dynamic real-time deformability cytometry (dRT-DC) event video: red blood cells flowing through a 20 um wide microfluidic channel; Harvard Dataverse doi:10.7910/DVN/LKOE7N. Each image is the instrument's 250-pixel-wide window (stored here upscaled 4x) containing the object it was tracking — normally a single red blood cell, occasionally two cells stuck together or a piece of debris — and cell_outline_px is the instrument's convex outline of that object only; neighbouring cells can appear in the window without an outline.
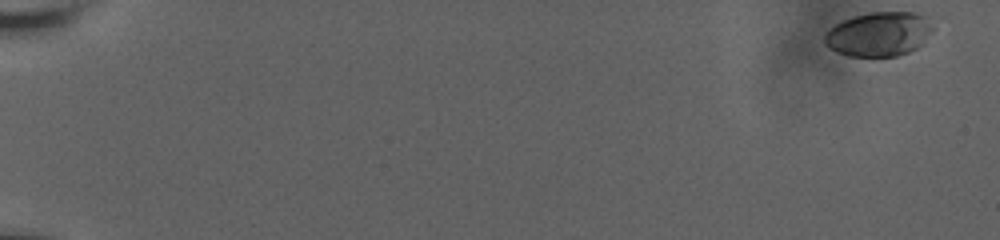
{"species": "human", "species_latin": "Homo sapiens", "temperature_condition": "room temperature", "stored_images_in_passage": 77, "camera_frame_rate_fps": 3000, "um_per_image_px": 0.085, "donor": {"sex": "male"}, "frame": {"image": 1, "passage_image": 1, "time_ms": 0.0, "image_size_px": [1000, 240], "cell_outline_px": [[936, 28], [916, 48], [908, 52], [896, 56], [848, 56], [836, 52], [828, 48], [824, 44], [824, 36], [836, 24], [844, 20], [856, 16], [872, 12], [916, 12], [928, 16]], "centroid_in_image_um": [74.75, 2.89], "position_along_channel_um": 10.2, "area_um2": 28.03}}
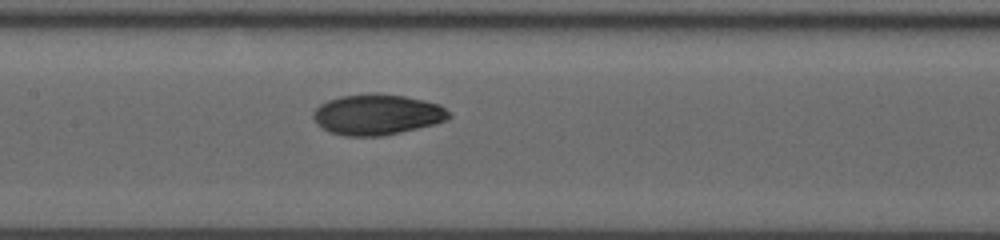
{"frame": {"image": 2, "passage_image": 43, "time_ms": 10.333, "image_size_px": [1000, 240], "cell_outline_px": [[452, 116], [448, 120], [384, 136], [344, 136], [328, 132], [316, 124], [312, 116], [312, 112], [320, 104], [328, 100], [340, 96], [376, 92], [404, 96], [424, 100], [440, 104]], "centroid_in_image_um": [32.02, 9.73], "position_along_channel_um": 175.4, "area_um2": 32.37}}
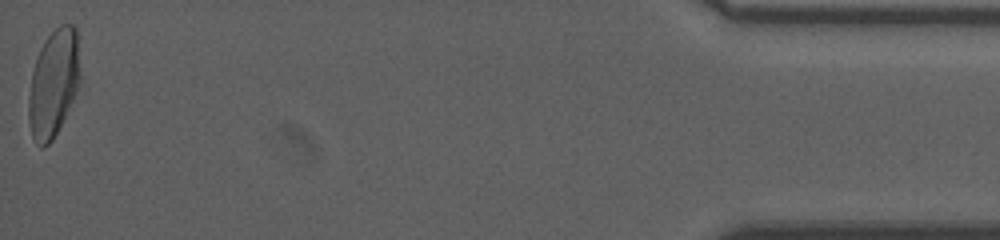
{"frame": {"image": 3, "passage_image": 77, "time_ms": 19.667, "image_size_px": [1000, 240], "cell_outline_px": [[80, 84], [52, 140], [44, 148], [40, 148], [36, 144], [32, 136], [28, 120], [28, 96], [32, 72], [40, 48], [44, 40], [60, 24], [72, 24], [76, 28], [80, 72]], "centroid_in_image_um": [4.53, 7.07], "position_along_channel_um": 430.7, "area_um2": 32.08}, "authors_computed_cell_mechanics": {"area_um2": 30.5762, "velocity_mm_per_s": 3.6577, "shape_relaxation_time_tau1_ms": 6.0804, "shape_relaxation_time_tau2_ms": 1.0279, "deformation_change_tau1": 0.196, "deformation_change_tau2": 0.0407}}